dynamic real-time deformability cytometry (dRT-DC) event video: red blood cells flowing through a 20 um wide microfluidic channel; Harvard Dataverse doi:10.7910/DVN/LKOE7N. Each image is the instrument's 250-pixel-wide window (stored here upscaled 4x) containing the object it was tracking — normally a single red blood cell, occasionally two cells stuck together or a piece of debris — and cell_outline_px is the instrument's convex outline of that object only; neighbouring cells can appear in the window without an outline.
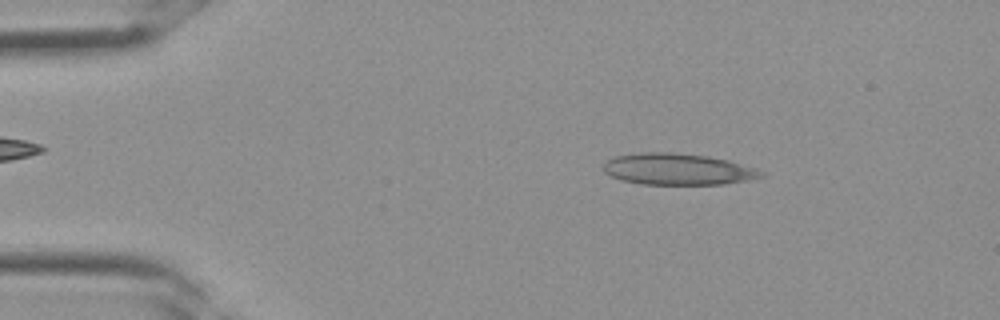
{"species": "Egyptian fruit bat (a non-hibernating species)", "species_latin": "Rousettus aegyptiacus", "temperature_condition": "room temperature", "stored_images_in_passage": 34, "camera_frame_rate_fps": 3000, "um_per_image_px": 0.085, "frame": {"image": 1, "passage_image": 5, "time_ms": 1.333, "image_size_px": [1000, 320], "cell_outline_px": [[764, 176], [724, 184], [640, 184], [620, 180], [604, 172], [604, 164], [608, 160], [616, 156], [640, 152], [672, 152], [708, 156], [728, 160], [756, 168], [764, 172]], "centroid_in_image_um": [57.59, 14.37], "position_along_channel_um": 27.4, "area_um2": 28.78}}
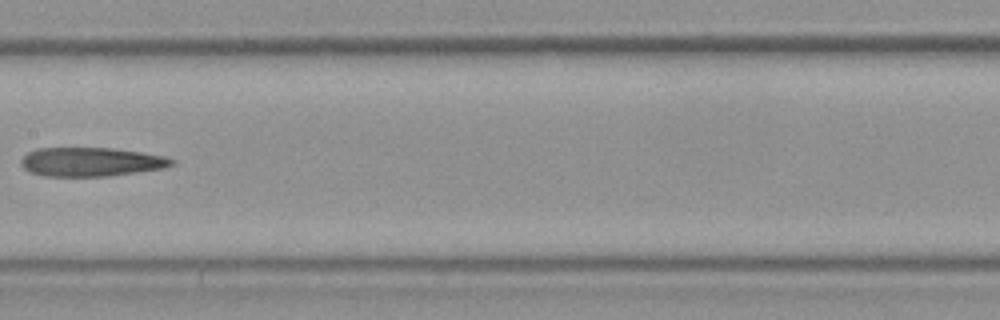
{"frame": {"image": 2, "passage_image": 17, "time_ms": 5.333, "image_size_px": [1000, 320], "cell_outline_px": [[176, 164], [164, 168], [108, 176], [44, 176], [28, 172], [20, 164], [20, 160], [28, 152], [36, 148], [112, 148], [140, 152], [164, 156], [176, 160]], "centroid_in_image_um": [7.73, 13.76], "position_along_channel_um": 199.7, "area_um2": 25.49}}
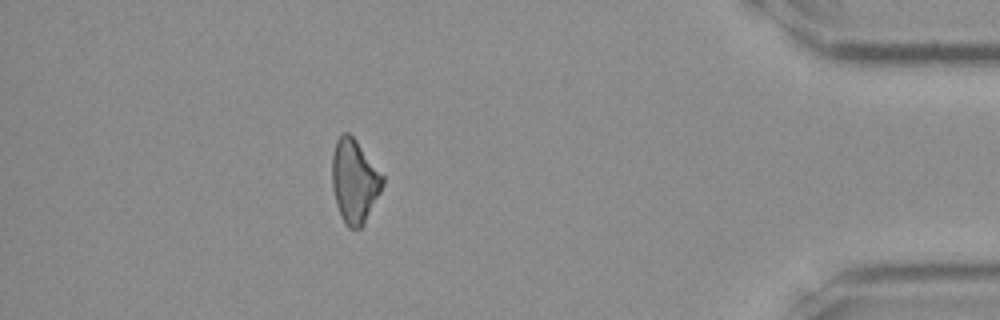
{"frame": {"image": 3, "passage_image": 30, "time_ms": 9.667, "image_size_px": [1000, 320], "cell_outline_px": [[384, 184], [364, 224], [360, 228], [348, 228], [344, 224], [340, 216], [336, 204], [332, 188], [332, 152], [336, 140], [344, 132], [348, 132], [356, 140], [384, 176]], "centroid_in_image_um": [30.11, 15.4], "position_along_channel_um": 405.1, "area_um2": 24.68}}